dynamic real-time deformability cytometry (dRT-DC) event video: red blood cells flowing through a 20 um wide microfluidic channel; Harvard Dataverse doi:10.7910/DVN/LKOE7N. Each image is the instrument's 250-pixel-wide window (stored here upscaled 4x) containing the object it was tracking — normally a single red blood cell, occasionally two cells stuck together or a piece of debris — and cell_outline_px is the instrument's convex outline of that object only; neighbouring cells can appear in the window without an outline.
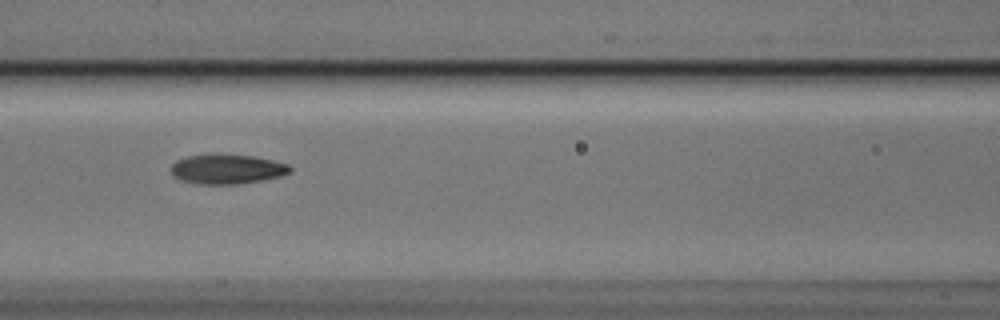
{"species": "Egyptian fruit bat (a non-hibernating species)", "species_latin": "Rousettus aegyptiacus", "temperature_condition": "cold", "stored_images_in_passage": 8, "camera_frame_rate_fps": 3000, "um_per_image_px": 0.085, "animal": {"sex": "male"}, "frame": {"image": 1, "passage_image": 6, "time_ms": 1.667, "image_size_px": [1000, 320], "cell_outline_px": [[292, 168], [288, 172], [280, 176], [264, 180], [240, 184], [196, 184], [180, 180], [172, 172], [172, 164], [176, 160], [188, 156], [252, 156], [272, 160], [288, 164]], "centroid_in_image_um": [19.32, 14.41], "position_along_channel_um": 147.3, "area_um2": 19.94}}
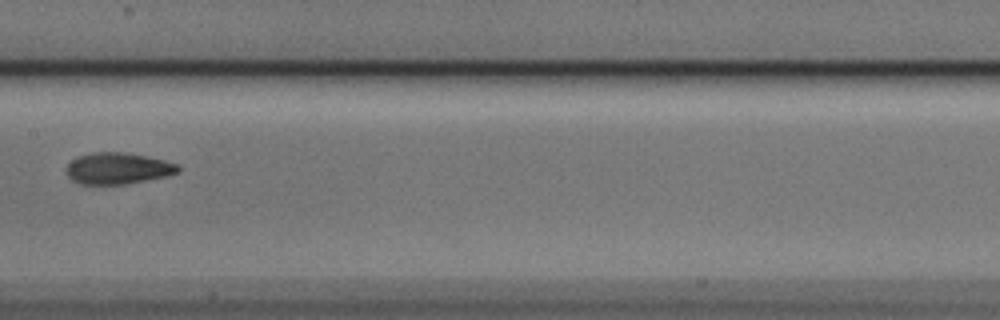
{"frame": {"image": 2, "passage_image": 7, "time_ms": 2.0, "image_size_px": [1000, 320], "cell_outline_px": [[180, 172], [164, 176], [124, 184], [80, 184], [72, 180], [68, 176], [68, 164], [72, 160], [80, 156], [92, 152], [124, 152], [148, 156], [164, 160], [176, 164], [180, 168]], "centroid_in_image_um": [10.02, 14.3], "position_along_channel_um": 197.4, "area_um2": 20.17}}
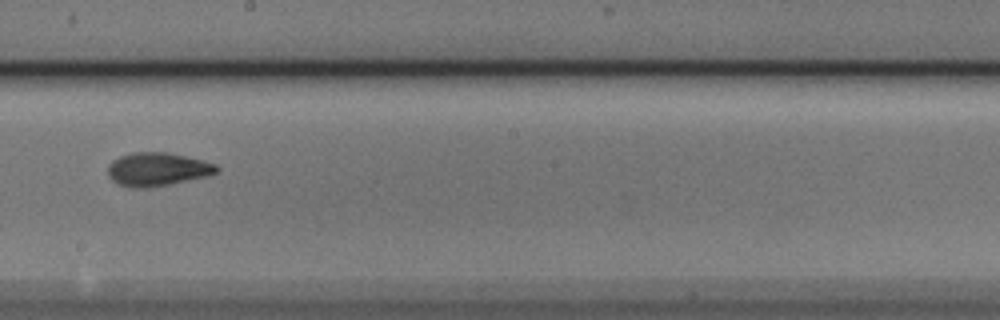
{"frame": {"image": 3, "passage_image": 8, "time_ms": 2.333, "image_size_px": [1000, 320], "cell_outline_px": [[220, 168], [216, 172], [208, 176], [148, 188], [128, 188], [116, 184], [108, 176], [108, 164], [112, 160], [120, 156], [132, 152], [168, 152], [216, 164]], "centroid_in_image_um": [13.32, 14.39], "position_along_channel_um": 234.9, "area_um2": 21.27}}